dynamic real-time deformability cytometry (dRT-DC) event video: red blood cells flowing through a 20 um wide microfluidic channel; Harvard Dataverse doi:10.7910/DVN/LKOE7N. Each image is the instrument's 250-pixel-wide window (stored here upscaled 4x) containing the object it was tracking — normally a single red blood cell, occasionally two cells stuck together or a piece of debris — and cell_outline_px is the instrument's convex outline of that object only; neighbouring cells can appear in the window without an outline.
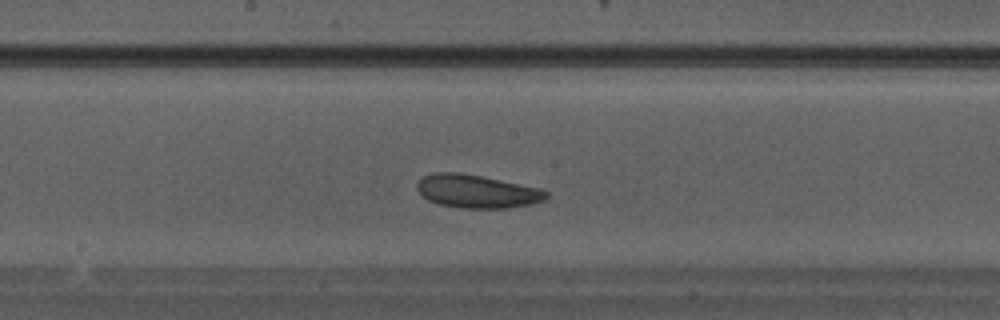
{"species": "Egyptian fruit bat (a non-hibernating species)", "species_latin": "Rousettus aegyptiacus", "temperature_condition": "warm", "stored_images_in_passage": 26, "camera_frame_rate_fps": 3000, "um_per_image_px": 0.085, "animal": {"sex": "male"}, "frame": {"image": 1, "passage_image": 12, "time_ms": 3.667, "image_size_px": [1000, 320], "cell_outline_px": [[548, 196], [544, 200], [532, 204], [508, 208], [460, 208], [440, 204], [428, 200], [416, 188], [416, 184], [424, 176], [432, 172], [460, 172], [540, 188], [548, 192]], "centroid_in_image_um": [40.54, 16.26], "position_along_channel_um": 207.7, "area_um2": 24.91}}
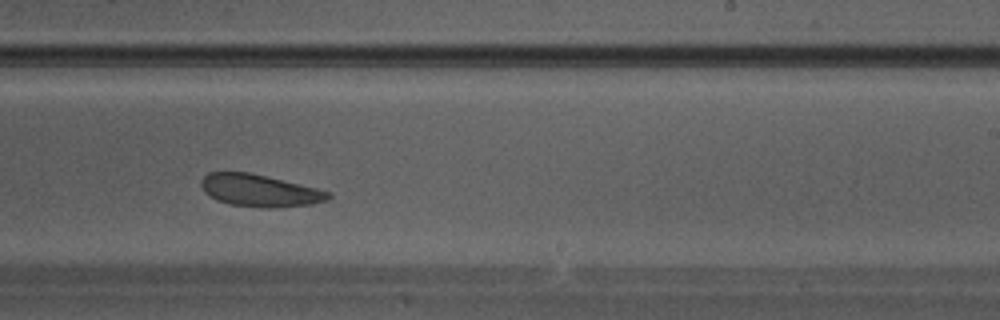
{"frame": {"image": 2, "passage_image": 15, "time_ms": 4.667, "image_size_px": [1000, 320], "cell_outline_px": [[332, 196], [328, 200], [312, 204], [276, 208], [264, 208], [228, 204], [216, 200], [208, 196], [204, 192], [200, 184], [200, 180], [208, 172], [248, 172], [316, 188], [332, 192]], "centroid_in_image_um": [22.05, 16.21], "position_along_channel_um": 267.0, "area_um2": 23.99}}